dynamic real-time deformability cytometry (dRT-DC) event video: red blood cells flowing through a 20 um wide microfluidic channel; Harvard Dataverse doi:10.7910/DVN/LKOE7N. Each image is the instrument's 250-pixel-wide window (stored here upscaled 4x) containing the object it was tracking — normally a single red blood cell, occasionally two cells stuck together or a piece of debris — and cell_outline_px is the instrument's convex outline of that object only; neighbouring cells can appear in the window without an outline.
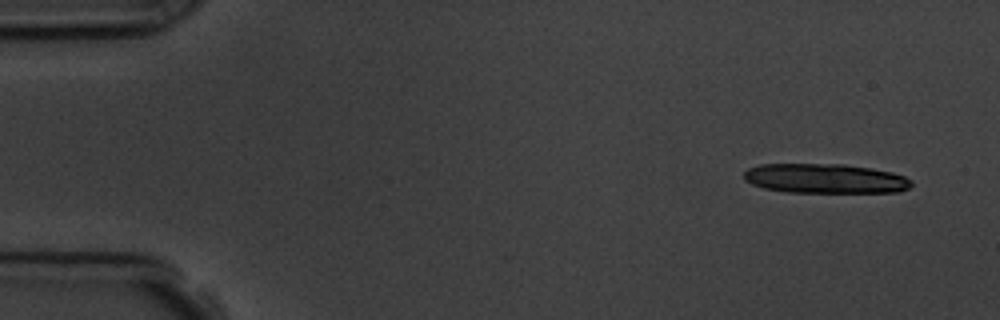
{"species": "common noctule bat (a hibernating species)", "species_latin": "Nyctalus noctula", "temperature_condition": "room temperature", "stored_images_in_passage": 5, "camera_frame_rate_fps": 3000, "um_per_image_px": 0.085, "animal": {"sex": "male", "body_mass_g": 19.5, "forearm_length_mm": 54.6}, "frame": {"image": 1, "passage_image": 1, "time_ms": 0.0, "image_size_px": [1000, 320], "cell_outline_px": [[912, 184], [908, 188], [900, 192], [788, 192], [764, 188], [752, 184], [744, 180], [744, 172], [748, 168], [760, 164], [844, 164], [872, 168], [892, 172], [904, 176], [912, 180]], "centroid_in_image_um": [70.14, 15.17], "position_along_channel_um": 14.9, "area_um2": 28.96}}